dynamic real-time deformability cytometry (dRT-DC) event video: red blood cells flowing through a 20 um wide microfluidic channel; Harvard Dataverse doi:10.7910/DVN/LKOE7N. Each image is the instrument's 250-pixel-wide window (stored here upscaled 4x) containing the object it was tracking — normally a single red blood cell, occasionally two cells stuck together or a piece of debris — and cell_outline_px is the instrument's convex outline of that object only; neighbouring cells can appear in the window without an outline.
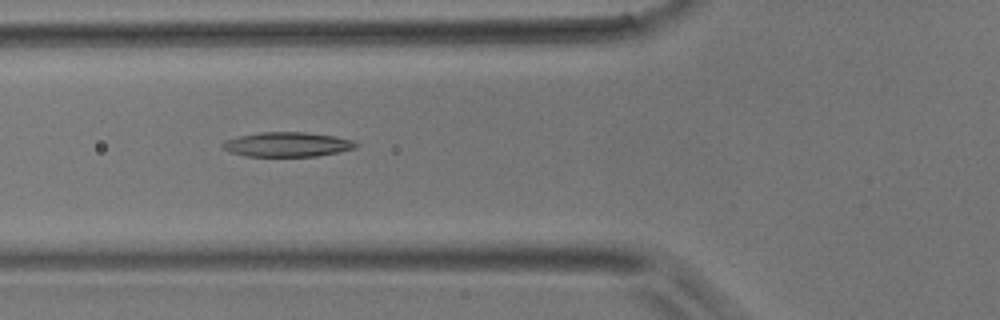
{"species": "common noctule bat (a hibernating species)", "species_latin": "Nyctalus noctula", "temperature_condition": "room temperature", "stored_images_in_passage": 5, "camera_frame_rate_fps": 3000, "um_per_image_px": 0.085, "animal": {"sex": "male", "body_mass_g": 17.9}, "frame": {"image": 1, "passage_image": 5, "time_ms": 1.333, "image_size_px": [1000, 320], "cell_outline_px": [[360, 144], [356, 148], [340, 152], [316, 156], [244, 156], [232, 152], [224, 148], [220, 144], [224, 140], [240, 136], [260, 132], [308, 132], [336, 136], [352, 140]], "centroid_in_image_um": [24.46, 12.27], "position_along_channel_um": 101.3, "area_um2": 19.19}}